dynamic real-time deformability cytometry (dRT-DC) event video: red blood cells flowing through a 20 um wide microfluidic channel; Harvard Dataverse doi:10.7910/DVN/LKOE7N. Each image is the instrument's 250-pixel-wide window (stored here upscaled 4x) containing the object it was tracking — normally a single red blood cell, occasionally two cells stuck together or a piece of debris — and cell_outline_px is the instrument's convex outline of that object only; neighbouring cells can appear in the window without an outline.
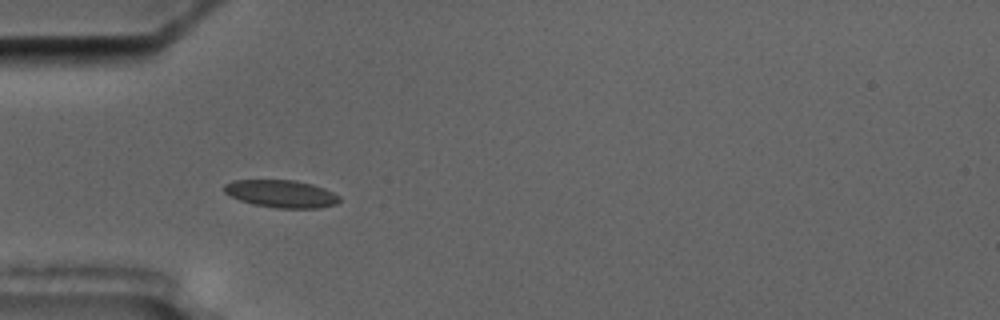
{"species": "common noctule bat (a hibernating species)", "species_latin": "Nyctalus noctula", "temperature_condition": "cold", "stored_images_in_passage": 4, "camera_frame_rate_fps": 3000, "um_per_image_px": 0.085, "animal": {"sex": "male", "body_mass_g": 17.5, "forearm_length_mm": 52.3}, "frame": {"image": 1, "passage_image": 3, "time_ms": 2.333, "image_size_px": [1000, 320], "cell_outline_px": [[340, 200], [336, 204], [320, 208], [276, 208], [252, 204], [240, 200], [224, 192], [224, 184], [232, 180], [292, 180], [312, 184], [324, 188], [340, 196]], "centroid_in_image_um": [23.91, 16.47], "position_along_channel_um": 61.1, "area_um2": 18.5}}